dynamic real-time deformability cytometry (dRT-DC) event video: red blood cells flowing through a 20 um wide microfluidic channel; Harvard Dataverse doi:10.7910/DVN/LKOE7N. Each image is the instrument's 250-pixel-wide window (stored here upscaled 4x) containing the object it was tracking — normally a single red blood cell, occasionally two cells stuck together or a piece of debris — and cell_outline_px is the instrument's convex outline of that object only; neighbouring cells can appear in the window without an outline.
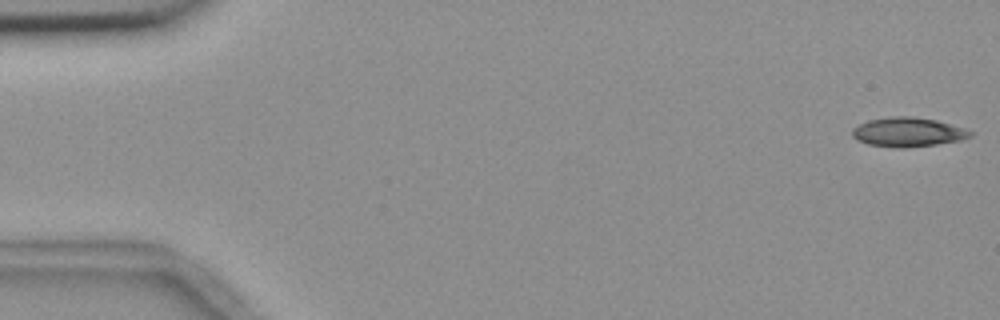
{"species": "common noctule bat (a hibernating species)", "species_latin": "Nyctalus noctula", "temperature_condition": "room temperature", "stored_images_in_passage": 6, "camera_frame_rate_fps": 3000, "um_per_image_px": 0.085, "animal": {"sex": "female", "body_mass_g": 18.4}, "frame": {"image": 1, "passage_image": 1, "time_ms": 0.0, "image_size_px": [1000, 320], "cell_outline_px": [[972, 136], [960, 140], [936, 144], [904, 148], [896, 148], [868, 144], [856, 140], [852, 136], [852, 128], [868, 120], [888, 116], [912, 116], [936, 120], [964, 128], [972, 132]], "centroid_in_image_um": [77.14, 11.22], "position_along_channel_um": 7.9, "area_um2": 20.17}}
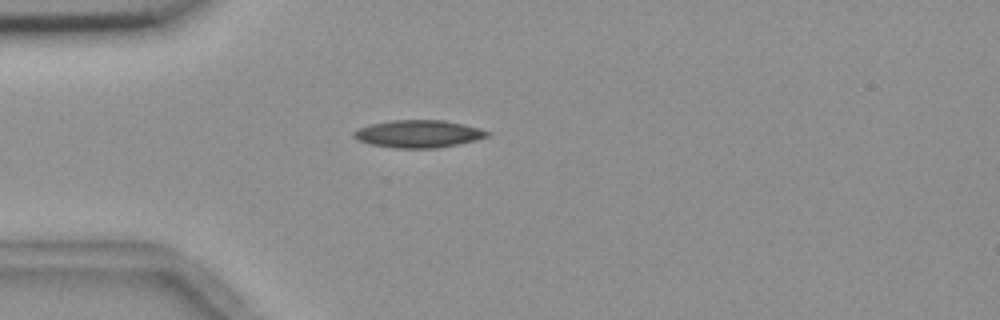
{"frame": {"image": 2, "passage_image": 5, "time_ms": 4.667, "image_size_px": [1000, 320], "cell_outline_px": [[492, 132], [488, 136], [476, 140], [436, 148], [396, 148], [372, 144], [356, 140], [352, 136], [352, 132], [360, 128], [372, 124], [392, 120], [444, 120], [464, 124], [480, 128]], "centroid_in_image_um": [35.58, 11.37], "position_along_channel_um": 49.4, "area_um2": 21.33}}